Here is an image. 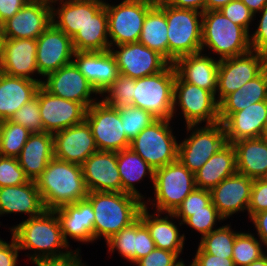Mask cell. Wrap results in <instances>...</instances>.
<instances>
[{
  "label": "cell",
  "mask_w": 267,
  "mask_h": 266,
  "mask_svg": "<svg viewBox=\"0 0 267 266\" xmlns=\"http://www.w3.org/2000/svg\"><path fill=\"white\" fill-rule=\"evenodd\" d=\"M45 210H54L66 204L86 199L81 165L53 157L35 181Z\"/></svg>",
  "instance_id": "1"
},
{
  "label": "cell",
  "mask_w": 267,
  "mask_h": 266,
  "mask_svg": "<svg viewBox=\"0 0 267 266\" xmlns=\"http://www.w3.org/2000/svg\"><path fill=\"white\" fill-rule=\"evenodd\" d=\"M10 229L20 251L30 249L35 252L28 254L32 263L41 258L59 257L70 252L67 251L69 245L63 238L54 210H44L40 215L28 218Z\"/></svg>",
  "instance_id": "2"
},
{
  "label": "cell",
  "mask_w": 267,
  "mask_h": 266,
  "mask_svg": "<svg viewBox=\"0 0 267 266\" xmlns=\"http://www.w3.org/2000/svg\"><path fill=\"white\" fill-rule=\"evenodd\" d=\"M94 214V240L101 236L107 241L121 229L130 226L139 218L144 206L138 197L123 192H88Z\"/></svg>",
  "instance_id": "3"
},
{
  "label": "cell",
  "mask_w": 267,
  "mask_h": 266,
  "mask_svg": "<svg viewBox=\"0 0 267 266\" xmlns=\"http://www.w3.org/2000/svg\"><path fill=\"white\" fill-rule=\"evenodd\" d=\"M167 20L168 62L201 52L202 12L172 7L156 0ZM199 18V19H198Z\"/></svg>",
  "instance_id": "4"
},
{
  "label": "cell",
  "mask_w": 267,
  "mask_h": 266,
  "mask_svg": "<svg viewBox=\"0 0 267 266\" xmlns=\"http://www.w3.org/2000/svg\"><path fill=\"white\" fill-rule=\"evenodd\" d=\"M206 47L220 55L219 60L252 50L249 33L219 10L204 11L202 14L201 50Z\"/></svg>",
  "instance_id": "5"
},
{
  "label": "cell",
  "mask_w": 267,
  "mask_h": 266,
  "mask_svg": "<svg viewBox=\"0 0 267 266\" xmlns=\"http://www.w3.org/2000/svg\"><path fill=\"white\" fill-rule=\"evenodd\" d=\"M176 70L169 64L163 71L135 79L133 106L151 113L157 119L173 118V94Z\"/></svg>",
  "instance_id": "6"
},
{
  "label": "cell",
  "mask_w": 267,
  "mask_h": 266,
  "mask_svg": "<svg viewBox=\"0 0 267 266\" xmlns=\"http://www.w3.org/2000/svg\"><path fill=\"white\" fill-rule=\"evenodd\" d=\"M156 212L174 213L183 200L196 188L195 175L179 160L154 170Z\"/></svg>",
  "instance_id": "7"
},
{
  "label": "cell",
  "mask_w": 267,
  "mask_h": 266,
  "mask_svg": "<svg viewBox=\"0 0 267 266\" xmlns=\"http://www.w3.org/2000/svg\"><path fill=\"white\" fill-rule=\"evenodd\" d=\"M170 121L157 119L130 143V148L154 170L178 160V142L169 127Z\"/></svg>",
  "instance_id": "8"
},
{
  "label": "cell",
  "mask_w": 267,
  "mask_h": 266,
  "mask_svg": "<svg viewBox=\"0 0 267 266\" xmlns=\"http://www.w3.org/2000/svg\"><path fill=\"white\" fill-rule=\"evenodd\" d=\"M197 126L187 125V132L192 130L191 135L178 144V160L193 173L227 144L221 122Z\"/></svg>",
  "instance_id": "9"
},
{
  "label": "cell",
  "mask_w": 267,
  "mask_h": 266,
  "mask_svg": "<svg viewBox=\"0 0 267 266\" xmlns=\"http://www.w3.org/2000/svg\"><path fill=\"white\" fill-rule=\"evenodd\" d=\"M155 4L156 0H123L116 6L105 2L110 49L113 45L138 42L145 16Z\"/></svg>",
  "instance_id": "10"
},
{
  "label": "cell",
  "mask_w": 267,
  "mask_h": 266,
  "mask_svg": "<svg viewBox=\"0 0 267 266\" xmlns=\"http://www.w3.org/2000/svg\"><path fill=\"white\" fill-rule=\"evenodd\" d=\"M215 95L194 84L183 81L177 74L174 81L173 116L180 106L187 125L214 124L219 122V104Z\"/></svg>",
  "instance_id": "11"
},
{
  "label": "cell",
  "mask_w": 267,
  "mask_h": 266,
  "mask_svg": "<svg viewBox=\"0 0 267 266\" xmlns=\"http://www.w3.org/2000/svg\"><path fill=\"white\" fill-rule=\"evenodd\" d=\"M85 121L90 126L98 151H121L130 148L119 109L102 100L93 103L86 112Z\"/></svg>",
  "instance_id": "12"
},
{
  "label": "cell",
  "mask_w": 267,
  "mask_h": 266,
  "mask_svg": "<svg viewBox=\"0 0 267 266\" xmlns=\"http://www.w3.org/2000/svg\"><path fill=\"white\" fill-rule=\"evenodd\" d=\"M267 66V55L249 51L240 56L219 60L217 91L218 104L229 94L257 77Z\"/></svg>",
  "instance_id": "13"
},
{
  "label": "cell",
  "mask_w": 267,
  "mask_h": 266,
  "mask_svg": "<svg viewBox=\"0 0 267 266\" xmlns=\"http://www.w3.org/2000/svg\"><path fill=\"white\" fill-rule=\"evenodd\" d=\"M36 95L45 132L53 134L85 121L87 108L82 103L55 96L42 85Z\"/></svg>",
  "instance_id": "14"
},
{
  "label": "cell",
  "mask_w": 267,
  "mask_h": 266,
  "mask_svg": "<svg viewBox=\"0 0 267 266\" xmlns=\"http://www.w3.org/2000/svg\"><path fill=\"white\" fill-rule=\"evenodd\" d=\"M119 50L110 49L119 73L137 79L163 71L170 63L158 52L140 42L117 45Z\"/></svg>",
  "instance_id": "15"
},
{
  "label": "cell",
  "mask_w": 267,
  "mask_h": 266,
  "mask_svg": "<svg viewBox=\"0 0 267 266\" xmlns=\"http://www.w3.org/2000/svg\"><path fill=\"white\" fill-rule=\"evenodd\" d=\"M36 61L39 75L46 77L60 67L73 62L72 38L53 23L36 39Z\"/></svg>",
  "instance_id": "16"
},
{
  "label": "cell",
  "mask_w": 267,
  "mask_h": 266,
  "mask_svg": "<svg viewBox=\"0 0 267 266\" xmlns=\"http://www.w3.org/2000/svg\"><path fill=\"white\" fill-rule=\"evenodd\" d=\"M42 86L55 96L82 103L87 109L96 102L91 95L98 94L74 62L48 74Z\"/></svg>",
  "instance_id": "17"
},
{
  "label": "cell",
  "mask_w": 267,
  "mask_h": 266,
  "mask_svg": "<svg viewBox=\"0 0 267 266\" xmlns=\"http://www.w3.org/2000/svg\"><path fill=\"white\" fill-rule=\"evenodd\" d=\"M52 23V6L28 1L3 25V36L9 39H37Z\"/></svg>",
  "instance_id": "18"
},
{
  "label": "cell",
  "mask_w": 267,
  "mask_h": 266,
  "mask_svg": "<svg viewBox=\"0 0 267 266\" xmlns=\"http://www.w3.org/2000/svg\"><path fill=\"white\" fill-rule=\"evenodd\" d=\"M36 52V39L4 38L0 53V71L9 76L36 80L42 85L41 79L32 76L33 73L39 74Z\"/></svg>",
  "instance_id": "19"
},
{
  "label": "cell",
  "mask_w": 267,
  "mask_h": 266,
  "mask_svg": "<svg viewBox=\"0 0 267 266\" xmlns=\"http://www.w3.org/2000/svg\"><path fill=\"white\" fill-rule=\"evenodd\" d=\"M53 146L55 158L78 165L98 151L86 121L53 133Z\"/></svg>",
  "instance_id": "20"
},
{
  "label": "cell",
  "mask_w": 267,
  "mask_h": 266,
  "mask_svg": "<svg viewBox=\"0 0 267 266\" xmlns=\"http://www.w3.org/2000/svg\"><path fill=\"white\" fill-rule=\"evenodd\" d=\"M81 167L88 192H122L117 152L97 151Z\"/></svg>",
  "instance_id": "21"
},
{
  "label": "cell",
  "mask_w": 267,
  "mask_h": 266,
  "mask_svg": "<svg viewBox=\"0 0 267 266\" xmlns=\"http://www.w3.org/2000/svg\"><path fill=\"white\" fill-rule=\"evenodd\" d=\"M253 181L252 178L236 173L210 191L211 201L224 219L238 211H248Z\"/></svg>",
  "instance_id": "22"
},
{
  "label": "cell",
  "mask_w": 267,
  "mask_h": 266,
  "mask_svg": "<svg viewBox=\"0 0 267 266\" xmlns=\"http://www.w3.org/2000/svg\"><path fill=\"white\" fill-rule=\"evenodd\" d=\"M73 57L79 71L100 95L119 75L116 59L110 50L75 51Z\"/></svg>",
  "instance_id": "23"
},
{
  "label": "cell",
  "mask_w": 267,
  "mask_h": 266,
  "mask_svg": "<svg viewBox=\"0 0 267 266\" xmlns=\"http://www.w3.org/2000/svg\"><path fill=\"white\" fill-rule=\"evenodd\" d=\"M54 211L59 219L63 238L68 245L67 236L85 243L94 241L95 214L87 199L63 205Z\"/></svg>",
  "instance_id": "24"
},
{
  "label": "cell",
  "mask_w": 267,
  "mask_h": 266,
  "mask_svg": "<svg viewBox=\"0 0 267 266\" xmlns=\"http://www.w3.org/2000/svg\"><path fill=\"white\" fill-rule=\"evenodd\" d=\"M267 121V100L256 102L228 116L223 122L227 143L260 138Z\"/></svg>",
  "instance_id": "25"
},
{
  "label": "cell",
  "mask_w": 267,
  "mask_h": 266,
  "mask_svg": "<svg viewBox=\"0 0 267 266\" xmlns=\"http://www.w3.org/2000/svg\"><path fill=\"white\" fill-rule=\"evenodd\" d=\"M204 55L201 51L183 56L173 65L183 81L212 92L216 98L219 60Z\"/></svg>",
  "instance_id": "26"
},
{
  "label": "cell",
  "mask_w": 267,
  "mask_h": 266,
  "mask_svg": "<svg viewBox=\"0 0 267 266\" xmlns=\"http://www.w3.org/2000/svg\"><path fill=\"white\" fill-rule=\"evenodd\" d=\"M57 1L59 0L54 3ZM59 5L60 9L56 8L57 10L52 5V23L72 38L105 5V2L104 0H60Z\"/></svg>",
  "instance_id": "27"
},
{
  "label": "cell",
  "mask_w": 267,
  "mask_h": 266,
  "mask_svg": "<svg viewBox=\"0 0 267 266\" xmlns=\"http://www.w3.org/2000/svg\"><path fill=\"white\" fill-rule=\"evenodd\" d=\"M53 157V134L41 132L30 134L17 160L27 178L36 181Z\"/></svg>",
  "instance_id": "28"
},
{
  "label": "cell",
  "mask_w": 267,
  "mask_h": 266,
  "mask_svg": "<svg viewBox=\"0 0 267 266\" xmlns=\"http://www.w3.org/2000/svg\"><path fill=\"white\" fill-rule=\"evenodd\" d=\"M44 210L35 181L0 187V216L19 212L26 213L31 218L40 215Z\"/></svg>",
  "instance_id": "29"
},
{
  "label": "cell",
  "mask_w": 267,
  "mask_h": 266,
  "mask_svg": "<svg viewBox=\"0 0 267 266\" xmlns=\"http://www.w3.org/2000/svg\"><path fill=\"white\" fill-rule=\"evenodd\" d=\"M41 84L36 80L9 76L0 71V121L8 120L36 96Z\"/></svg>",
  "instance_id": "30"
},
{
  "label": "cell",
  "mask_w": 267,
  "mask_h": 266,
  "mask_svg": "<svg viewBox=\"0 0 267 266\" xmlns=\"http://www.w3.org/2000/svg\"><path fill=\"white\" fill-rule=\"evenodd\" d=\"M236 153L237 173L252 179L267 178V142L260 138L232 143Z\"/></svg>",
  "instance_id": "31"
},
{
  "label": "cell",
  "mask_w": 267,
  "mask_h": 266,
  "mask_svg": "<svg viewBox=\"0 0 267 266\" xmlns=\"http://www.w3.org/2000/svg\"><path fill=\"white\" fill-rule=\"evenodd\" d=\"M236 173L235 149L227 143L194 173L195 184L197 188L211 191L222 180Z\"/></svg>",
  "instance_id": "32"
},
{
  "label": "cell",
  "mask_w": 267,
  "mask_h": 266,
  "mask_svg": "<svg viewBox=\"0 0 267 266\" xmlns=\"http://www.w3.org/2000/svg\"><path fill=\"white\" fill-rule=\"evenodd\" d=\"M147 203L141 208L139 218L148 228L155 247L176 253L178 256L182 253L185 236L180 235V231L169 218V213L162 217V213L149 214ZM156 215V216H155ZM161 216V217H160Z\"/></svg>",
  "instance_id": "33"
},
{
  "label": "cell",
  "mask_w": 267,
  "mask_h": 266,
  "mask_svg": "<svg viewBox=\"0 0 267 266\" xmlns=\"http://www.w3.org/2000/svg\"><path fill=\"white\" fill-rule=\"evenodd\" d=\"M265 100H267V66L257 77L227 95L219 103V122L222 123L228 116L253 103Z\"/></svg>",
  "instance_id": "34"
},
{
  "label": "cell",
  "mask_w": 267,
  "mask_h": 266,
  "mask_svg": "<svg viewBox=\"0 0 267 266\" xmlns=\"http://www.w3.org/2000/svg\"><path fill=\"white\" fill-rule=\"evenodd\" d=\"M108 16L105 5L72 37L74 51H108Z\"/></svg>",
  "instance_id": "35"
},
{
  "label": "cell",
  "mask_w": 267,
  "mask_h": 266,
  "mask_svg": "<svg viewBox=\"0 0 267 266\" xmlns=\"http://www.w3.org/2000/svg\"><path fill=\"white\" fill-rule=\"evenodd\" d=\"M117 167L122 182V192L143 200V196L135 188L134 182L141 181L146 174L154 182V169L131 148L117 152Z\"/></svg>",
  "instance_id": "36"
},
{
  "label": "cell",
  "mask_w": 267,
  "mask_h": 266,
  "mask_svg": "<svg viewBox=\"0 0 267 266\" xmlns=\"http://www.w3.org/2000/svg\"><path fill=\"white\" fill-rule=\"evenodd\" d=\"M167 30L165 12L155 4L145 16L138 42L158 52L168 61Z\"/></svg>",
  "instance_id": "37"
},
{
  "label": "cell",
  "mask_w": 267,
  "mask_h": 266,
  "mask_svg": "<svg viewBox=\"0 0 267 266\" xmlns=\"http://www.w3.org/2000/svg\"><path fill=\"white\" fill-rule=\"evenodd\" d=\"M31 132L13 121H0V155L17 158Z\"/></svg>",
  "instance_id": "38"
},
{
  "label": "cell",
  "mask_w": 267,
  "mask_h": 266,
  "mask_svg": "<svg viewBox=\"0 0 267 266\" xmlns=\"http://www.w3.org/2000/svg\"><path fill=\"white\" fill-rule=\"evenodd\" d=\"M239 233L233 231L230 225H224L201 237L199 246L206 253L232 258L233 246Z\"/></svg>",
  "instance_id": "39"
},
{
  "label": "cell",
  "mask_w": 267,
  "mask_h": 266,
  "mask_svg": "<svg viewBox=\"0 0 267 266\" xmlns=\"http://www.w3.org/2000/svg\"><path fill=\"white\" fill-rule=\"evenodd\" d=\"M169 217L182 219L180 226L184 223L198 231L202 237L209 234L214 229L215 222L225 220L217 211L212 201L206 206V210L195 212H174L169 213Z\"/></svg>",
  "instance_id": "40"
},
{
  "label": "cell",
  "mask_w": 267,
  "mask_h": 266,
  "mask_svg": "<svg viewBox=\"0 0 267 266\" xmlns=\"http://www.w3.org/2000/svg\"><path fill=\"white\" fill-rule=\"evenodd\" d=\"M263 242L257 240L252 233L240 232L233 246L232 260L235 266H247L266 254L261 246Z\"/></svg>",
  "instance_id": "41"
},
{
  "label": "cell",
  "mask_w": 267,
  "mask_h": 266,
  "mask_svg": "<svg viewBox=\"0 0 267 266\" xmlns=\"http://www.w3.org/2000/svg\"><path fill=\"white\" fill-rule=\"evenodd\" d=\"M135 87V79L127 75L119 73L113 83L105 89L104 93L108 94L102 101L116 109L133 106V91Z\"/></svg>",
  "instance_id": "42"
},
{
  "label": "cell",
  "mask_w": 267,
  "mask_h": 266,
  "mask_svg": "<svg viewBox=\"0 0 267 266\" xmlns=\"http://www.w3.org/2000/svg\"><path fill=\"white\" fill-rule=\"evenodd\" d=\"M119 111L125 134L130 141L157 120L151 113L134 106L124 107Z\"/></svg>",
  "instance_id": "43"
},
{
  "label": "cell",
  "mask_w": 267,
  "mask_h": 266,
  "mask_svg": "<svg viewBox=\"0 0 267 266\" xmlns=\"http://www.w3.org/2000/svg\"><path fill=\"white\" fill-rule=\"evenodd\" d=\"M108 251L113 253L115 249L122 257L135 264L136 262V221L130 226L121 229L106 241Z\"/></svg>",
  "instance_id": "44"
},
{
  "label": "cell",
  "mask_w": 267,
  "mask_h": 266,
  "mask_svg": "<svg viewBox=\"0 0 267 266\" xmlns=\"http://www.w3.org/2000/svg\"><path fill=\"white\" fill-rule=\"evenodd\" d=\"M9 120L22 125L31 133L45 132L37 95L19 108Z\"/></svg>",
  "instance_id": "45"
},
{
  "label": "cell",
  "mask_w": 267,
  "mask_h": 266,
  "mask_svg": "<svg viewBox=\"0 0 267 266\" xmlns=\"http://www.w3.org/2000/svg\"><path fill=\"white\" fill-rule=\"evenodd\" d=\"M28 181L29 179L20 167L17 158L0 155V187L17 186Z\"/></svg>",
  "instance_id": "46"
},
{
  "label": "cell",
  "mask_w": 267,
  "mask_h": 266,
  "mask_svg": "<svg viewBox=\"0 0 267 266\" xmlns=\"http://www.w3.org/2000/svg\"><path fill=\"white\" fill-rule=\"evenodd\" d=\"M219 11L233 23L243 27L249 33V25L255 15L241 0L231 1Z\"/></svg>",
  "instance_id": "47"
},
{
  "label": "cell",
  "mask_w": 267,
  "mask_h": 266,
  "mask_svg": "<svg viewBox=\"0 0 267 266\" xmlns=\"http://www.w3.org/2000/svg\"><path fill=\"white\" fill-rule=\"evenodd\" d=\"M263 211H267V178L254 179L253 181L248 205L249 218Z\"/></svg>",
  "instance_id": "48"
},
{
  "label": "cell",
  "mask_w": 267,
  "mask_h": 266,
  "mask_svg": "<svg viewBox=\"0 0 267 266\" xmlns=\"http://www.w3.org/2000/svg\"><path fill=\"white\" fill-rule=\"evenodd\" d=\"M211 202V192L201 188H195L176 209L175 212H195L206 210V206Z\"/></svg>",
  "instance_id": "49"
},
{
  "label": "cell",
  "mask_w": 267,
  "mask_h": 266,
  "mask_svg": "<svg viewBox=\"0 0 267 266\" xmlns=\"http://www.w3.org/2000/svg\"><path fill=\"white\" fill-rule=\"evenodd\" d=\"M179 256L171 251L155 248L147 256L142 257L135 263L138 266H174Z\"/></svg>",
  "instance_id": "50"
},
{
  "label": "cell",
  "mask_w": 267,
  "mask_h": 266,
  "mask_svg": "<svg viewBox=\"0 0 267 266\" xmlns=\"http://www.w3.org/2000/svg\"><path fill=\"white\" fill-rule=\"evenodd\" d=\"M155 243L146 225L140 218L136 220V261L155 249Z\"/></svg>",
  "instance_id": "51"
},
{
  "label": "cell",
  "mask_w": 267,
  "mask_h": 266,
  "mask_svg": "<svg viewBox=\"0 0 267 266\" xmlns=\"http://www.w3.org/2000/svg\"><path fill=\"white\" fill-rule=\"evenodd\" d=\"M259 20L256 31L250 36V45L253 51H258L267 55V5L259 12Z\"/></svg>",
  "instance_id": "52"
},
{
  "label": "cell",
  "mask_w": 267,
  "mask_h": 266,
  "mask_svg": "<svg viewBox=\"0 0 267 266\" xmlns=\"http://www.w3.org/2000/svg\"><path fill=\"white\" fill-rule=\"evenodd\" d=\"M79 248L74 252L70 250L69 253L50 258H41L33 262L37 266H84L81 257L79 256ZM87 266V265H85Z\"/></svg>",
  "instance_id": "53"
},
{
  "label": "cell",
  "mask_w": 267,
  "mask_h": 266,
  "mask_svg": "<svg viewBox=\"0 0 267 266\" xmlns=\"http://www.w3.org/2000/svg\"><path fill=\"white\" fill-rule=\"evenodd\" d=\"M192 262L194 266H235L232 258L206 253L199 245Z\"/></svg>",
  "instance_id": "54"
},
{
  "label": "cell",
  "mask_w": 267,
  "mask_h": 266,
  "mask_svg": "<svg viewBox=\"0 0 267 266\" xmlns=\"http://www.w3.org/2000/svg\"><path fill=\"white\" fill-rule=\"evenodd\" d=\"M11 242L7 243L0 239V266H17L19 247L12 235Z\"/></svg>",
  "instance_id": "55"
},
{
  "label": "cell",
  "mask_w": 267,
  "mask_h": 266,
  "mask_svg": "<svg viewBox=\"0 0 267 266\" xmlns=\"http://www.w3.org/2000/svg\"><path fill=\"white\" fill-rule=\"evenodd\" d=\"M28 0H0V23L12 18Z\"/></svg>",
  "instance_id": "56"
},
{
  "label": "cell",
  "mask_w": 267,
  "mask_h": 266,
  "mask_svg": "<svg viewBox=\"0 0 267 266\" xmlns=\"http://www.w3.org/2000/svg\"><path fill=\"white\" fill-rule=\"evenodd\" d=\"M250 219L256 228L259 239L267 248V211L258 212Z\"/></svg>",
  "instance_id": "57"
},
{
  "label": "cell",
  "mask_w": 267,
  "mask_h": 266,
  "mask_svg": "<svg viewBox=\"0 0 267 266\" xmlns=\"http://www.w3.org/2000/svg\"><path fill=\"white\" fill-rule=\"evenodd\" d=\"M163 3L181 9L205 11V0H161Z\"/></svg>",
  "instance_id": "58"
},
{
  "label": "cell",
  "mask_w": 267,
  "mask_h": 266,
  "mask_svg": "<svg viewBox=\"0 0 267 266\" xmlns=\"http://www.w3.org/2000/svg\"><path fill=\"white\" fill-rule=\"evenodd\" d=\"M255 15L260 12L265 5H267V0H241Z\"/></svg>",
  "instance_id": "59"
},
{
  "label": "cell",
  "mask_w": 267,
  "mask_h": 266,
  "mask_svg": "<svg viewBox=\"0 0 267 266\" xmlns=\"http://www.w3.org/2000/svg\"><path fill=\"white\" fill-rule=\"evenodd\" d=\"M231 1L233 0H205V11L220 10Z\"/></svg>",
  "instance_id": "60"
},
{
  "label": "cell",
  "mask_w": 267,
  "mask_h": 266,
  "mask_svg": "<svg viewBox=\"0 0 267 266\" xmlns=\"http://www.w3.org/2000/svg\"><path fill=\"white\" fill-rule=\"evenodd\" d=\"M247 266H267V254L262 256L260 259L253 261Z\"/></svg>",
  "instance_id": "61"
},
{
  "label": "cell",
  "mask_w": 267,
  "mask_h": 266,
  "mask_svg": "<svg viewBox=\"0 0 267 266\" xmlns=\"http://www.w3.org/2000/svg\"><path fill=\"white\" fill-rule=\"evenodd\" d=\"M264 141L267 142V121L264 124L261 136H260Z\"/></svg>",
  "instance_id": "62"
},
{
  "label": "cell",
  "mask_w": 267,
  "mask_h": 266,
  "mask_svg": "<svg viewBox=\"0 0 267 266\" xmlns=\"http://www.w3.org/2000/svg\"><path fill=\"white\" fill-rule=\"evenodd\" d=\"M3 39H4V36H3V25L0 23V53H1V50H2Z\"/></svg>",
  "instance_id": "63"
},
{
  "label": "cell",
  "mask_w": 267,
  "mask_h": 266,
  "mask_svg": "<svg viewBox=\"0 0 267 266\" xmlns=\"http://www.w3.org/2000/svg\"><path fill=\"white\" fill-rule=\"evenodd\" d=\"M28 1H32V2H43V3L49 4V5L52 6V4H54V2L56 0H28Z\"/></svg>",
  "instance_id": "64"
},
{
  "label": "cell",
  "mask_w": 267,
  "mask_h": 266,
  "mask_svg": "<svg viewBox=\"0 0 267 266\" xmlns=\"http://www.w3.org/2000/svg\"><path fill=\"white\" fill-rule=\"evenodd\" d=\"M174 266H186V265L184 264V261H182L181 259V261L177 262ZM188 266H194L193 262L191 263V265H188Z\"/></svg>",
  "instance_id": "65"
}]
</instances>
